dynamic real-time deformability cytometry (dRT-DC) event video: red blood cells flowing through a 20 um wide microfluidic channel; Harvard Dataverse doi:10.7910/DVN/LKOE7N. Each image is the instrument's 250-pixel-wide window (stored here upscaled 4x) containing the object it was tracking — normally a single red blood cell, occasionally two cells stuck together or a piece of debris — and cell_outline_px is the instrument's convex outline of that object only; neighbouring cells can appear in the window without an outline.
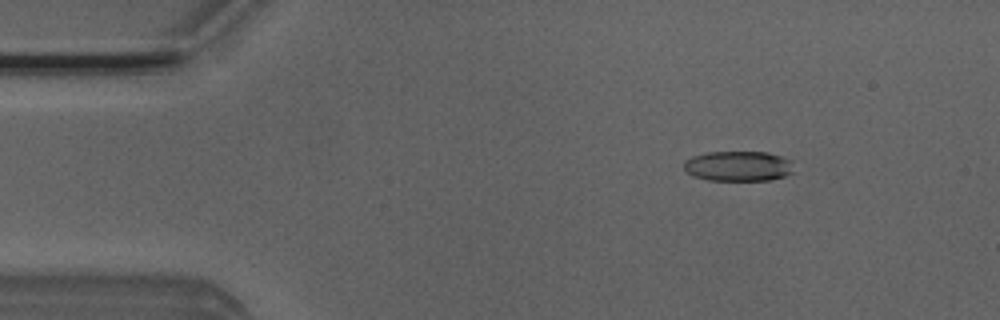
{"species": "Egyptian fruit bat (a non-hibernating species)", "species_latin": "Rousettus aegyptiacus", "temperature_condition": "room temperature", "stored_images_in_passage": 51, "camera_frame_rate_fps": 3000, "um_per_image_px": 0.085, "animal": {"sex": "male"}, "frame": {"image": 1, "passage_image": 7, "time_ms": 2.0, "image_size_px": [1000, 320], "cell_outline_px": [[796, 172], [772, 180], [708, 180], [692, 176], [684, 168], [684, 160], [692, 156], [708, 152], [768, 152], [792, 160]], "centroid_in_image_um": [62.8, 14.12], "position_along_channel_um": 22.2, "area_um2": 19.59}}
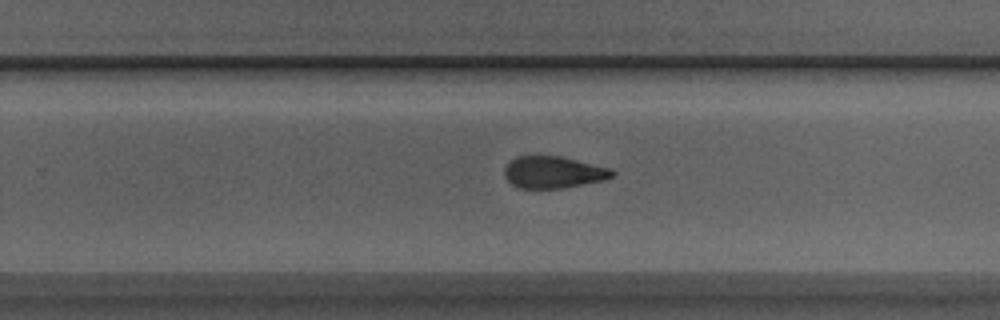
{"frame": {"image": 2, "passage_image": 32, "time_ms": 10.333, "image_size_px": [1000, 320], "cell_outline_px": [[616, 176], [604, 180], [564, 188], [520, 188], [512, 184], [504, 176], [504, 168], [516, 156], [560, 156], [612, 168], [616, 172]], "centroid_in_image_um": [47.08, 14.64], "position_along_channel_um": 282.7, "area_um2": 20.11}}
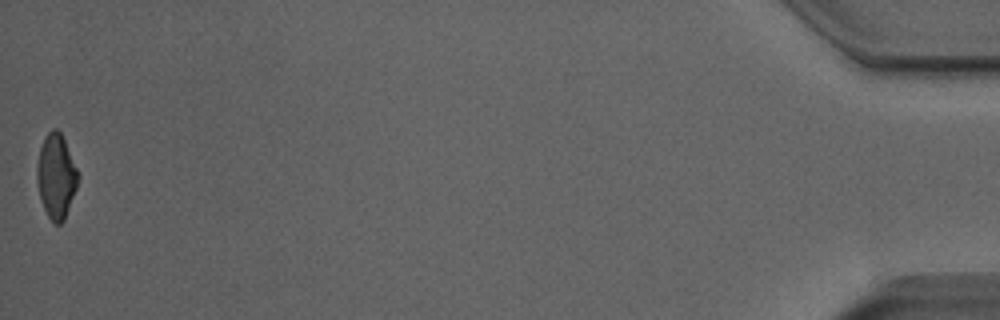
{"frame": {"image": 3, "passage_image": 51, "time_ms": 16.667, "image_size_px": [1000, 320], "cell_outline_px": [[80, 176], [76, 188], [64, 220], [60, 224], [56, 224], [48, 216], [40, 200], [36, 180], [36, 168], [40, 148], [48, 132], [52, 128], [56, 128], [60, 132], [64, 140]], "centroid_in_image_um": [4.76, 14.99], "position_along_channel_um": 430.4, "area_um2": 20.0}, "authors_computed_cell_mechanics": {"area_um2": 20.9236, "velocity_mm_per_s": 3.9915, "shape_relaxation_time_tau1_ms": 7.5371, "shape_relaxation_time_tau2_ms": 2.522, "deformation_change_tau1": 0.1819, "deformation_change_tau2": 0.1027}}